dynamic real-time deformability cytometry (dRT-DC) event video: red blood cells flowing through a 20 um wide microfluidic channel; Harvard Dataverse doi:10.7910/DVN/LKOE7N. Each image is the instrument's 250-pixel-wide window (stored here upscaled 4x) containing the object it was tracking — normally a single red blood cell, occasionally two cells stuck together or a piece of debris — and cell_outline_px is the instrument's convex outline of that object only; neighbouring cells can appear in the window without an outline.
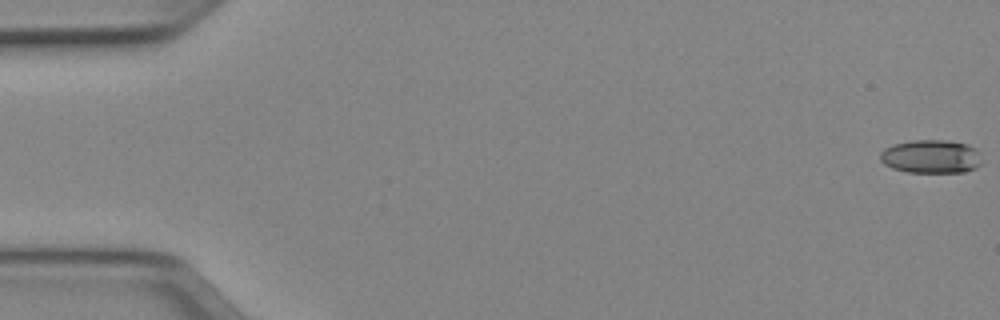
{"species": "Egyptian fruit bat (a non-hibernating species)", "species_latin": "Rousettus aegyptiacus", "temperature_condition": "cold", "stored_images_in_passage": 52, "camera_frame_rate_fps": 3000, "um_per_image_px": 0.085, "animal": {"sex": "female"}, "frame": {"image": 1, "passage_image": 1, "time_ms": 0.0, "image_size_px": [1000, 320], "cell_outline_px": [[980, 164], [976, 168], [964, 172], [908, 172], [892, 168], [884, 164], [880, 160], [880, 152], [884, 148], [892, 144], [912, 140], [944, 140], [968, 144], [976, 148]], "centroid_in_image_um": [79.1, 13.3], "position_along_channel_um": 5.9, "area_um2": 19.83}}
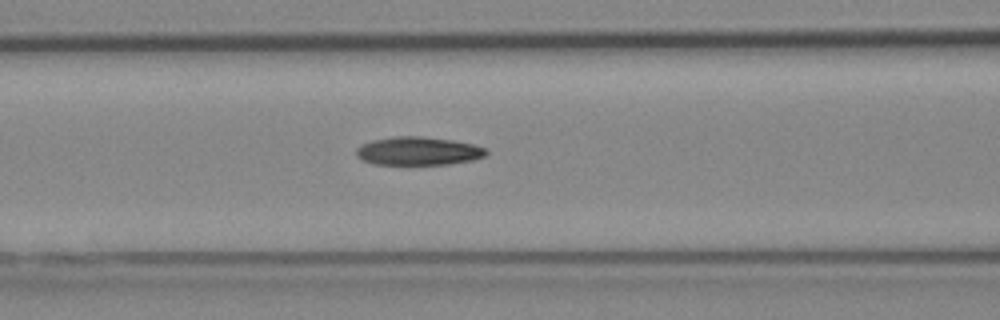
{"frame": {"image": 2, "passage_image": 22, "time_ms": 7.0, "image_size_px": [1000, 320], "cell_outline_px": [[488, 152], [484, 156], [472, 160], [448, 164], [372, 164], [360, 160], [356, 156], [356, 148], [360, 144], [372, 140], [396, 136], [420, 136], [452, 140], [472, 144], [488, 148]], "centroid_in_image_um": [35.51, 12.83], "position_along_channel_um": 131.1, "area_um2": 21.56}}
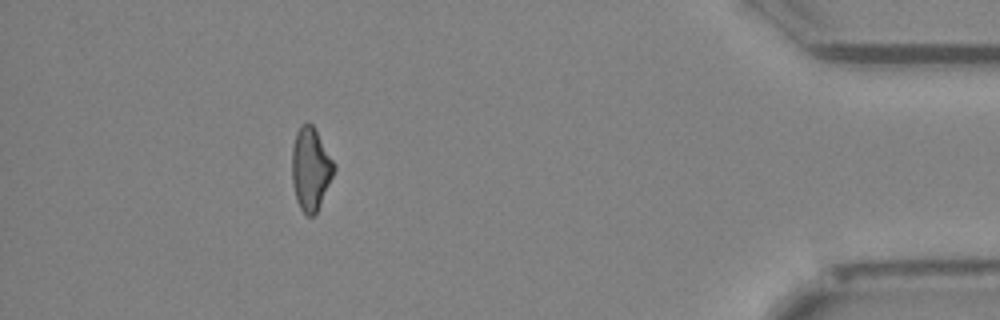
{"frame": {"image": 3, "passage_image": 47, "time_ms": 15.333, "image_size_px": [1000, 320], "cell_outline_px": [[336, 168], [320, 204], [316, 212], [312, 216], [308, 216], [300, 208], [296, 200], [292, 180], [292, 144], [296, 132], [308, 120], [312, 124], [336, 164]], "centroid_in_image_um": [26.4, 14.33], "position_along_channel_um": 408.8, "area_um2": 20.17}, "authors_computed_cell_mechanics": {"area_um2": 20.8947, "velocity_mm_per_s": 3.9668, "shape_relaxation_time_tau1_ms": null, "shape_relaxation_time_tau2_ms": 6.8179, "deformation_change_tau1": null, "deformation_change_tau2": 0.1654}}